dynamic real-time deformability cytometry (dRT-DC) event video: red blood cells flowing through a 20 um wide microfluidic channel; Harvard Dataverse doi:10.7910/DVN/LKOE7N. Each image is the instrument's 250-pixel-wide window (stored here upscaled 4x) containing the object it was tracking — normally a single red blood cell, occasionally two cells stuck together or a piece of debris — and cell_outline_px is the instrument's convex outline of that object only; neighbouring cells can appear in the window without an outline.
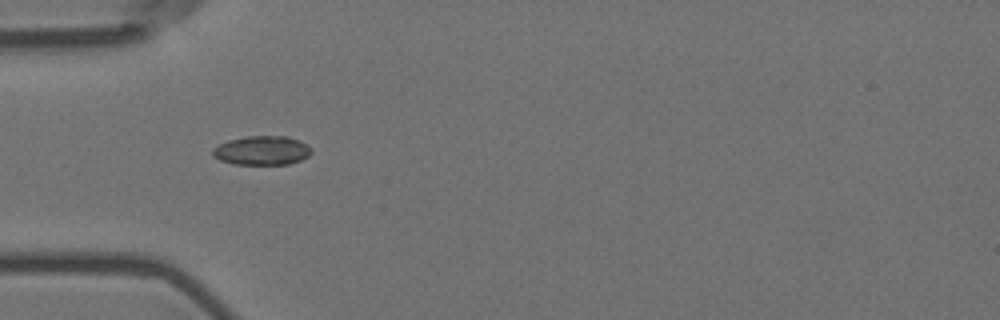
{"species": "Egyptian fruit bat (a non-hibernating species)", "species_latin": "Rousettus aegyptiacus", "temperature_condition": "room temperature", "stored_images_in_passage": 6, "camera_frame_rate_fps": 3000, "um_per_image_px": 0.085, "animal": {"sex": "female"}, "frame": {"image": 1, "passage_image": 5, "time_ms": 1.333, "image_size_px": [1000, 320], "cell_outline_px": [[312, 152], [308, 156], [300, 160], [288, 164], [232, 164], [220, 160], [212, 156], [212, 148], [228, 140], [248, 136], [288, 136], [312, 148]], "centroid_in_image_um": [22.23, 12.79], "position_along_channel_um": 62.8, "area_um2": 16.65}}
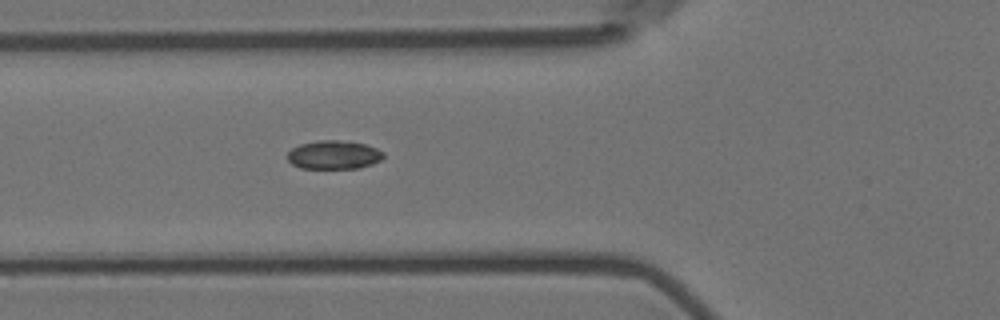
{"frame": {"image": 2, "passage_image": 6, "time_ms": 1.667, "image_size_px": [1000, 320], "cell_outline_px": [[384, 156], [380, 160], [372, 164], [360, 168], [300, 168], [292, 164], [288, 160], [288, 152], [292, 148], [300, 144], [320, 140], [340, 140], [364, 144], [376, 148], [384, 152]], "centroid_in_image_um": [28.37, 13.16], "position_along_channel_um": 97.4, "area_um2": 15.95}}